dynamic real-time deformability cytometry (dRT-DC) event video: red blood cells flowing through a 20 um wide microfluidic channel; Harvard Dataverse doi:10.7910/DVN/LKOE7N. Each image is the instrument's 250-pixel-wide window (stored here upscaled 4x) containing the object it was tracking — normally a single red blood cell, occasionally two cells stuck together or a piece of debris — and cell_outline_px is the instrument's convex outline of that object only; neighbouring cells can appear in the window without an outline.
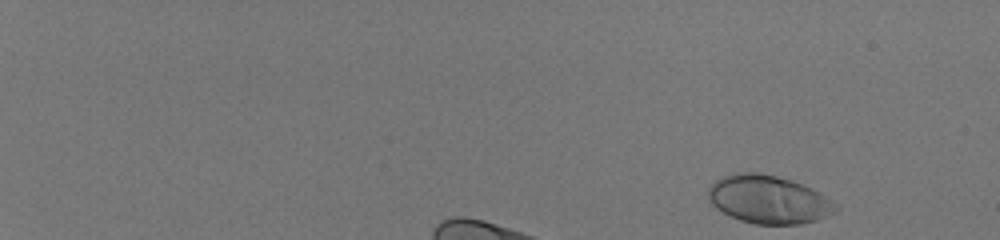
{"species": "human", "species_latin": "Homo sapiens", "temperature_condition": "room temperature", "stored_images_in_passage": 15, "camera_frame_rate_fps": 3000, "um_per_image_px": 0.085, "donor": {"sex": "male"}, "frame": {"image": 1, "passage_image": 1, "time_ms": 0.0, "image_size_px": [1000, 240], "cell_outline_px": [[824, 196], [820, 216], [816, 220], [800, 224], [756, 224], [740, 220], [724, 212], [712, 204], [708, 196], [708, 188], [716, 180], [724, 176], [736, 172], [760, 172], [792, 180], [812, 188], [820, 192]], "centroid_in_image_um": [65.08, 16.91], "position_along_channel_um": 19.9, "area_um2": 33.87}}
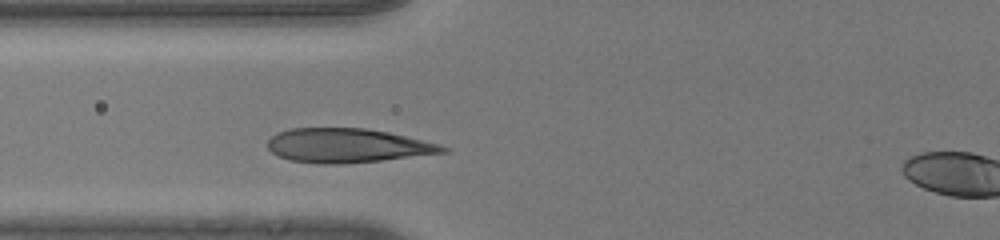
{"frame": {"image": 2, "passage_image": 12, "time_ms": 3.667, "image_size_px": [1000, 240], "cell_outline_px": [[448, 152], [380, 160], [340, 164], [320, 164], [288, 160], [272, 152], [268, 148], [268, 140], [276, 132], [292, 128], [364, 128], [388, 132], [440, 144], [448, 148]], "centroid_in_image_um": [29.5, 12.37], "position_along_channel_um": 96.3, "area_um2": 34.68}}
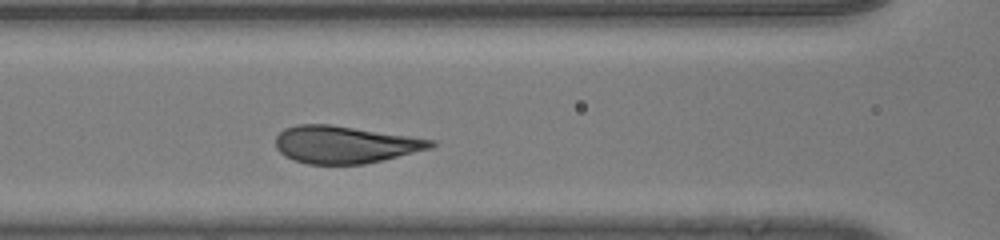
{"frame": {"image": 3, "passage_image": 15, "time_ms": 4.667, "image_size_px": [1000, 240], "cell_outline_px": [[436, 144], [428, 148], [364, 164], [308, 164], [292, 160], [280, 152], [276, 148], [276, 136], [284, 128], [296, 124], [328, 124], [436, 140]], "centroid_in_image_um": [29.24, 12.28], "position_along_channel_um": 137.4, "area_um2": 33.29}}